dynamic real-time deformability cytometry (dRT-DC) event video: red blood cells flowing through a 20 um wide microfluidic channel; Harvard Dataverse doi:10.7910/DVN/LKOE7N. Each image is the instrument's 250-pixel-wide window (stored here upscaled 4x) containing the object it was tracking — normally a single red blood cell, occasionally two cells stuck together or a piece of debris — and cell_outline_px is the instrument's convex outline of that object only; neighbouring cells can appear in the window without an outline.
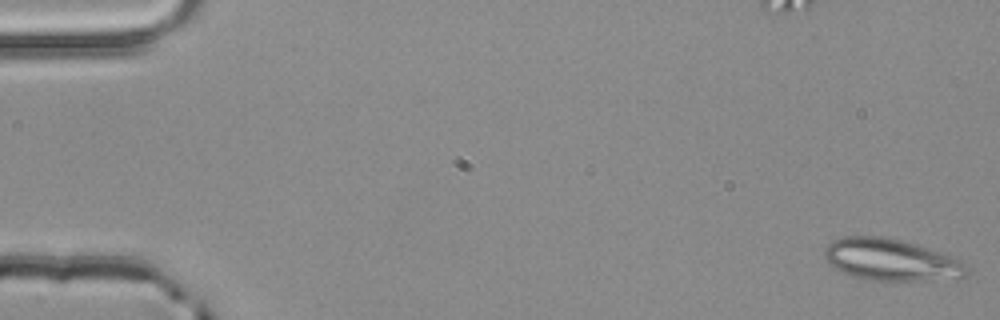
{"species": "common noctule bat (a hibernating species)", "species_latin": "Nyctalus noctula", "temperature_condition": "room temperature", "stored_images_in_passage": 5, "camera_frame_rate_fps": 3000, "um_per_image_px": 0.085, "animal": {"sex": "male", "body_mass_g": 20.4}, "frame": {"image": 1, "passage_image": 1, "time_ms": 0.0, "image_size_px": [1000, 320], "cell_outline_px": [[972, 268], [964, 280], [864, 280], [844, 272], [836, 268], [824, 256], [824, 248], [832, 240], [844, 236], [880, 236], [900, 240], [916, 244], [956, 256], [968, 264]], "centroid_in_image_um": [75.9, 22.1], "position_along_channel_um": 9.1, "area_um2": 35.37}}